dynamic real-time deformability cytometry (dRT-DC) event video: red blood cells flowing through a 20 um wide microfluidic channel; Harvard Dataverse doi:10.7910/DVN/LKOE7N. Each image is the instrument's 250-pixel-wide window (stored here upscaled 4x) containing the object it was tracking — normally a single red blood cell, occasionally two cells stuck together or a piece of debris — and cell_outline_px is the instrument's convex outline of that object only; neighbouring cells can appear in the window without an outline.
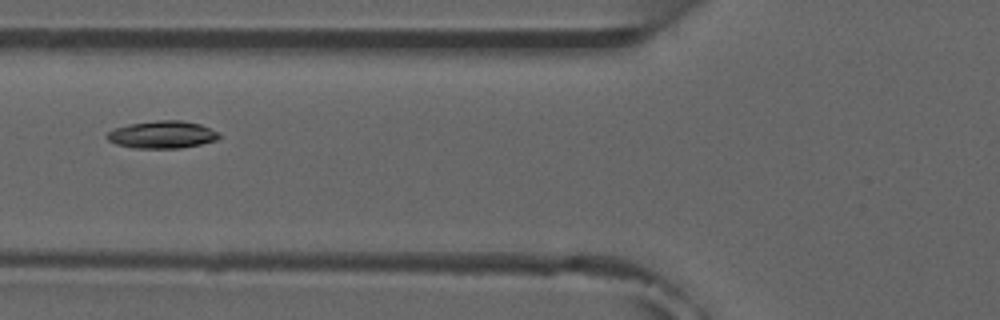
{"species": "common noctule bat (a hibernating species)", "species_latin": "Nyctalus noctula", "temperature_condition": "room temperature", "stored_images_in_passage": 6, "camera_frame_rate_fps": 3000, "um_per_image_px": 0.085, "animal": {"sex": "male", "forearm_length_mm": 52.5}, "frame": {"image": 1, "passage_image": 5, "time_ms": 4.667, "image_size_px": [1000, 320], "cell_outline_px": [[220, 136], [216, 140], [200, 144], [180, 148], [132, 148], [116, 144], [108, 140], [104, 136], [108, 132], [116, 128], [128, 124], [156, 120], [180, 120], [200, 124], [216, 132]], "centroid_in_image_um": [13.74, 11.44], "position_along_channel_um": 112.1, "area_um2": 17.8}}
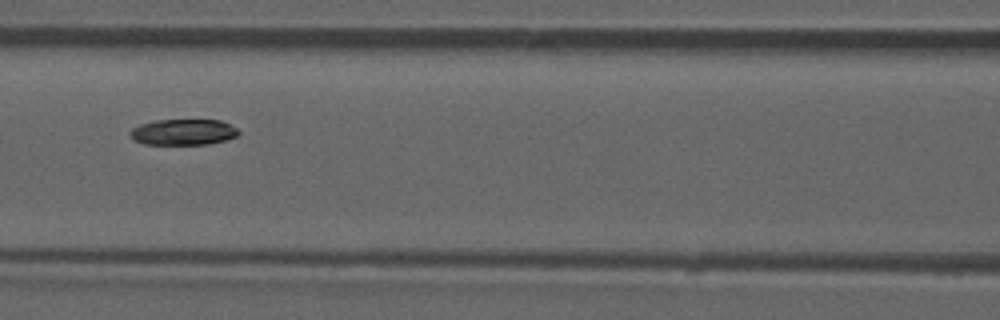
{"frame": {"image": 2, "passage_image": 6, "time_ms": 5.667, "image_size_px": [1000, 320], "cell_outline_px": [[240, 132], [236, 136], [228, 140], [208, 144], [144, 144], [136, 140], [128, 132], [132, 128], [140, 124], [156, 120], [220, 120], [236, 128]], "centroid_in_image_um": [15.59, 11.22], "position_along_channel_um": 151.0, "area_um2": 16.3}}